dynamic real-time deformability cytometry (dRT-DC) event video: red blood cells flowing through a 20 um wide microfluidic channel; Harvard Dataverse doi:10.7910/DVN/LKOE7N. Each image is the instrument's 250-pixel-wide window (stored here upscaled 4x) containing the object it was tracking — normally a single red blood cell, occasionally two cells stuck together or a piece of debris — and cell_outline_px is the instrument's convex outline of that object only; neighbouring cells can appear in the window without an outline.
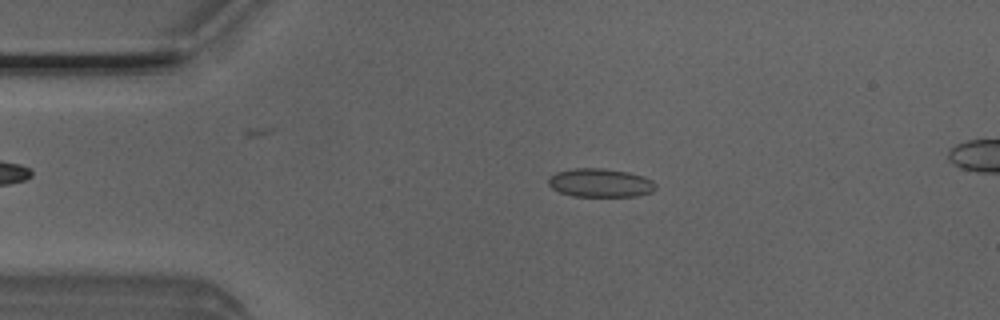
{"species": "Egyptian fruit bat (a non-hibernating species)", "species_latin": "Rousettus aegyptiacus", "temperature_condition": "room temperature", "stored_images_in_passage": 49, "camera_frame_rate_fps": 3000, "um_per_image_px": 0.085, "animal": {"sex": "male"}, "frame": {"image": 1, "passage_image": 9, "time_ms": 2.667, "image_size_px": [1000, 320], "cell_outline_px": [[656, 188], [652, 192], [636, 196], [572, 196], [560, 192], [552, 188], [548, 184], [548, 176], [556, 172], [576, 168], [604, 168], [628, 172], [644, 176], [652, 180], [656, 184]], "centroid_in_image_um": [51.02, 15.54], "position_along_channel_um": 34.0, "area_um2": 17.98}}
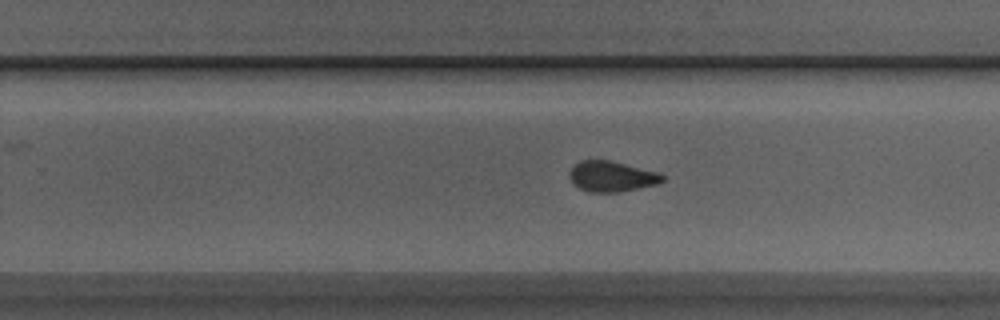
{"frame": {"image": 2, "passage_image": 30, "time_ms": 9.667, "image_size_px": [1000, 320], "cell_outline_px": [[664, 180], [660, 184], [620, 192], [588, 192], [572, 184], [568, 176], [568, 172], [580, 160], [608, 160], [660, 172], [664, 176]], "centroid_in_image_um": [52.0, 15.0], "position_along_channel_um": 277.8, "area_um2": 16.76}}
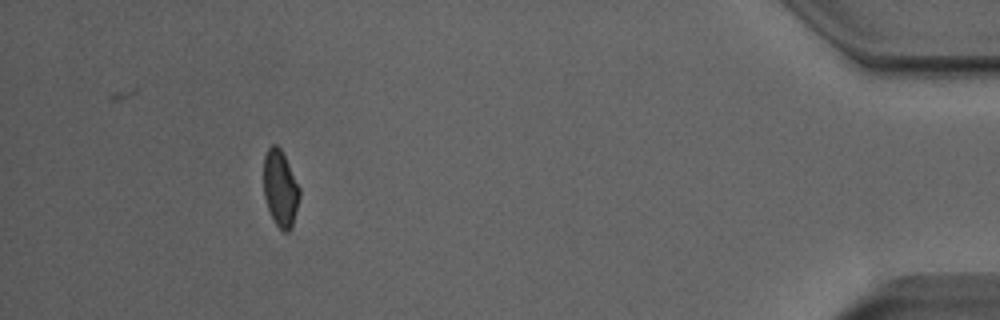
{"frame": {"image": 3, "passage_image": 45, "time_ms": 14.667, "image_size_px": [1000, 320], "cell_outline_px": [[300, 196], [292, 228], [288, 232], [284, 232], [276, 224], [268, 208], [264, 196], [264, 156], [268, 148], [272, 144], [276, 144], [280, 148], [300, 188]], "centroid_in_image_um": [23.83, 16.03], "position_along_channel_um": 411.4, "area_um2": 15.84}, "authors_computed_cell_mechanics": {"area_um2": 17.2244, "velocity_mm_per_s": 3.9988, "shape_relaxation_time_tau1_ms": 5.6438, "shape_relaxation_time_tau2_ms": 0.9849, "deformation_change_tau1": 0.0982, "deformation_change_tau2": 0.0602}}